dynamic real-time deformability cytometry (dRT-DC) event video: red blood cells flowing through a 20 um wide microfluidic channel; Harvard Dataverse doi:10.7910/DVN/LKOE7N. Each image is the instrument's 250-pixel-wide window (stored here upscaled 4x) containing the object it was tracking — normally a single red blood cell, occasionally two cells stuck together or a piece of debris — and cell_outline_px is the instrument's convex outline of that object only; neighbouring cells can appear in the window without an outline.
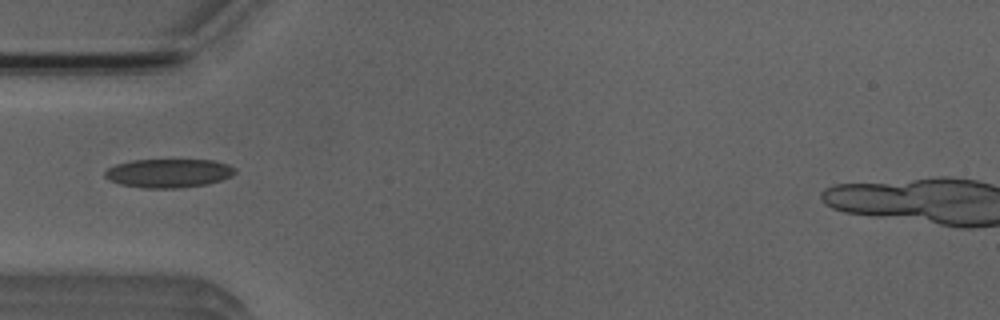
{"species": "Egyptian fruit bat (a non-hibernating species)", "species_latin": "Rousettus aegyptiacus", "temperature_condition": "room temperature", "stored_images_in_passage": 3, "camera_frame_rate_fps": 3000, "um_per_image_px": 0.085, "animal": {"sex": "male"}, "frame": {"image": 1, "passage_image": 2, "time_ms": 1.333, "image_size_px": [1000, 320], "cell_outline_px": [[236, 172], [232, 176], [208, 184], [180, 188], [140, 188], [120, 184], [108, 180], [104, 176], [104, 172], [108, 168], [116, 164], [132, 160], [212, 160], [228, 164], [236, 168]], "centroid_in_image_um": [14.32, 14.72], "position_along_channel_um": 70.7, "area_um2": 21.96}}